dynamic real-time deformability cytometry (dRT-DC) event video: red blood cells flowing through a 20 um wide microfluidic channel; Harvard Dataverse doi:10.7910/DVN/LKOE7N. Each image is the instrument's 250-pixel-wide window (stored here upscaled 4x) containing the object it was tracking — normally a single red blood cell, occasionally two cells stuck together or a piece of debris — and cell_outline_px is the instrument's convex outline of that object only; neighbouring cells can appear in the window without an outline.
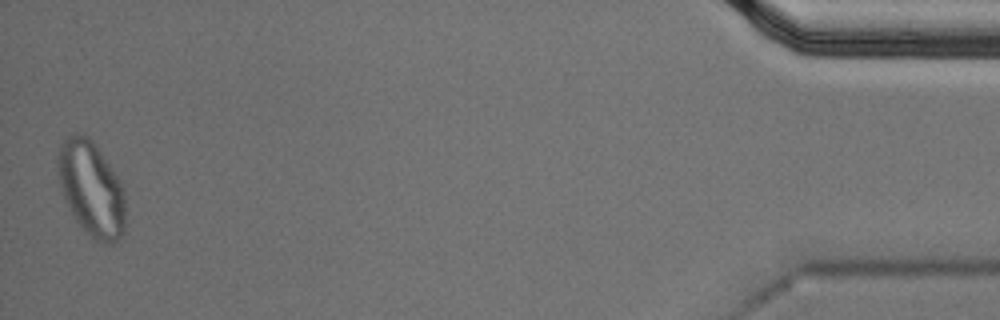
{"species": "Egyptian fruit bat (a non-hibernating species)", "species_latin": "Rousettus aegyptiacus", "temperature_condition": "cold", "stored_images_in_passage": 57, "segment_of_instrument_passage": [2, 2], "camera_frame_rate_fps": 3000, "um_per_image_px": 0.085, "animal": {"sex": "male"}, "frame": {"image": 1, "passage_image": 56, "time_ms": 18.333, "image_size_px": [1000, 320], "cell_outline_px": [[124, 232], [120, 240], [112, 244], [104, 244], [96, 240], [76, 220], [64, 196], [60, 184], [56, 156], [60, 144], [68, 136], [76, 132], [88, 136], [96, 144], [116, 172], [124, 188]], "centroid_in_image_um": [7.78, 16.0], "position_along_channel_um": 427.4, "area_um2": 37.45}}